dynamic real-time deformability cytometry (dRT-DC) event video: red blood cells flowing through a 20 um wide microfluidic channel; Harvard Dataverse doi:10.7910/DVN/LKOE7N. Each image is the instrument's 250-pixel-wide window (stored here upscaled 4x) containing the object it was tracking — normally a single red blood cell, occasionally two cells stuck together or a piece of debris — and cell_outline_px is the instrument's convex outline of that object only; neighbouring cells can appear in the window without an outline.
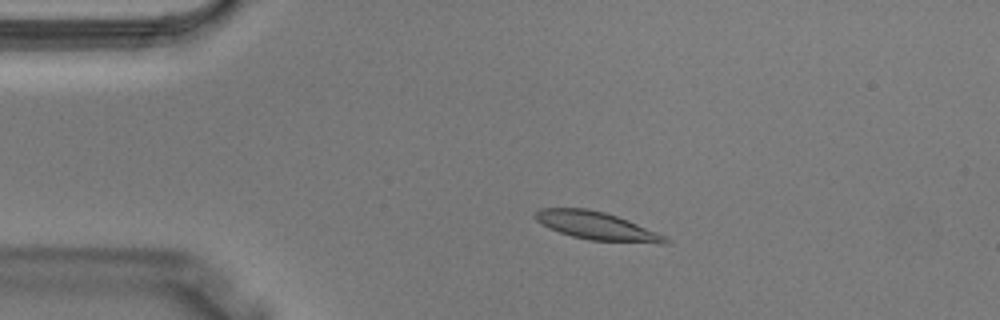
{"species": "Egyptian fruit bat (a non-hibernating species)", "species_latin": "Rousettus aegyptiacus", "temperature_condition": "warm", "stored_images_in_passage": 4, "camera_frame_rate_fps": 3000, "um_per_image_px": 0.085, "animal": {"sex": "male"}, "frame": {"image": 1, "passage_image": 2, "time_ms": 0.333, "image_size_px": [1000, 320], "cell_outline_px": [[668, 244], [660, 244], [588, 240], [572, 236], [548, 228], [536, 220], [532, 216], [540, 208], [588, 208], [604, 212], [628, 220], [656, 232], [664, 236], [668, 240]], "centroid_in_image_um": [50.69, 19.2], "position_along_channel_um": 34.3, "area_um2": 21.21}}